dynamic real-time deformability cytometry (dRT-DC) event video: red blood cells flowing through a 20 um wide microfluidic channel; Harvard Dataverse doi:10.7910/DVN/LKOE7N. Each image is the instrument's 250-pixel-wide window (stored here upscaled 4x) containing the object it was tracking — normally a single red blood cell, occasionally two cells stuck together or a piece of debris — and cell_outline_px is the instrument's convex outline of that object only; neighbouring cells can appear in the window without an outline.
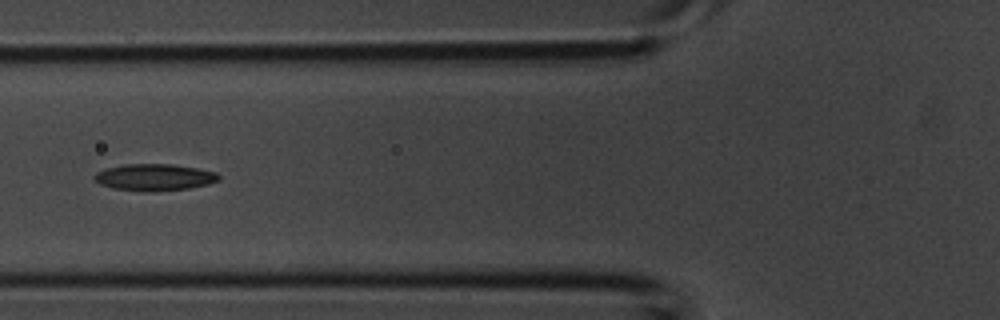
{"species": "common noctule bat (a hibernating species)", "species_latin": "Nyctalus noctula", "temperature_condition": "room temperature", "stored_images_in_passage": 5, "camera_frame_rate_fps": 3000, "um_per_image_px": 0.085, "animal": {"sex": "male", "body_mass_g": 20.1, "forearm_length_mm": 53.5}, "frame": {"image": 1, "passage_image": 5, "time_ms": 1.333, "image_size_px": [1000, 320], "cell_outline_px": [[220, 180], [208, 184], [188, 188], [156, 192], [144, 192], [112, 188], [100, 184], [92, 176], [96, 172], [104, 168], [124, 164], [172, 164], [196, 168], [216, 172], [220, 176]], "centroid_in_image_um": [13.1, 15.07], "position_along_channel_um": 112.7, "area_um2": 19.59}}